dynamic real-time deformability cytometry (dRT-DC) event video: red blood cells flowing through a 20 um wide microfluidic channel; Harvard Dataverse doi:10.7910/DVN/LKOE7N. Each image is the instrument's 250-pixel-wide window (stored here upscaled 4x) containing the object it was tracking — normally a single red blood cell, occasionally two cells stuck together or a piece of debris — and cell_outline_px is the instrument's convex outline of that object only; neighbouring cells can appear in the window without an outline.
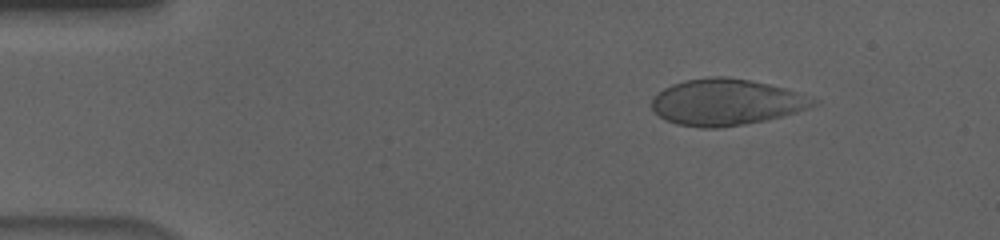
{"species": "human", "species_latin": "Homo sapiens", "temperature_condition": "cold", "stored_images_in_passage": 53, "camera_frame_rate_fps": 3000, "um_per_image_px": 0.085, "donor": {"sex": "male"}, "frame": {"image": 1, "passage_image": 5, "time_ms": 1.333, "image_size_px": [1000, 240], "cell_outline_px": [[820, 104], [796, 112], [764, 120], [744, 124], [716, 128], [700, 128], [676, 124], [664, 120], [652, 108], [652, 96], [664, 88], [672, 84], [684, 80], [708, 76], [728, 76], [768, 84], [784, 88], [820, 100]], "centroid_in_image_um": [61.7, 8.68], "position_along_channel_um": 23.3, "area_um2": 43.7}}
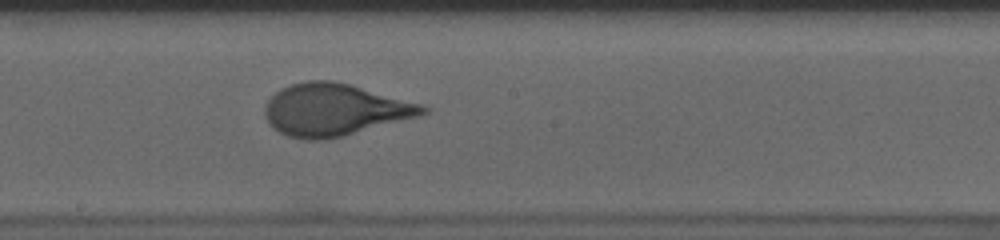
{"frame": {"image": 2, "passage_image": 28, "time_ms": 9.0, "image_size_px": [1000, 240], "cell_outline_px": [[432, 108], [428, 112], [420, 116], [344, 136], [324, 140], [308, 140], [288, 136], [272, 128], [264, 116], [264, 108], [268, 100], [280, 88], [292, 84], [308, 80], [332, 80], [352, 84], [420, 104]], "centroid_in_image_um": [28.43, 9.33], "position_along_channel_um": 219.8, "area_um2": 48.15}}
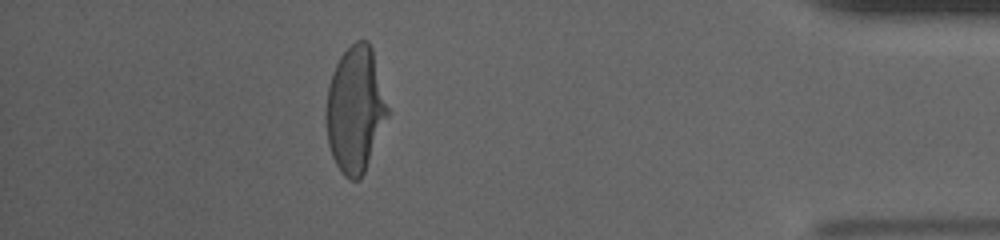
{"frame": {"image": 3, "passage_image": 47, "time_ms": 15.333, "image_size_px": [1000, 240], "cell_outline_px": [[388, 116], [364, 172], [360, 180], [348, 180], [340, 172], [332, 156], [328, 144], [324, 116], [328, 88], [332, 72], [340, 56], [356, 40], [368, 40], [372, 48], [388, 108]], "centroid_in_image_um": [30.16, 9.33], "position_along_channel_um": 405.0, "area_um2": 45.14}, "authors_computed_cell_mechanics": {"area_um2": 46.2978, "velocity_mm_per_s": 3.6317, "shape_relaxation_time_tau1_ms": 4.7369, "shape_relaxation_time_tau2_ms": null, "deformation_change_tau1": 0.1916, "deformation_change_tau2": null}}